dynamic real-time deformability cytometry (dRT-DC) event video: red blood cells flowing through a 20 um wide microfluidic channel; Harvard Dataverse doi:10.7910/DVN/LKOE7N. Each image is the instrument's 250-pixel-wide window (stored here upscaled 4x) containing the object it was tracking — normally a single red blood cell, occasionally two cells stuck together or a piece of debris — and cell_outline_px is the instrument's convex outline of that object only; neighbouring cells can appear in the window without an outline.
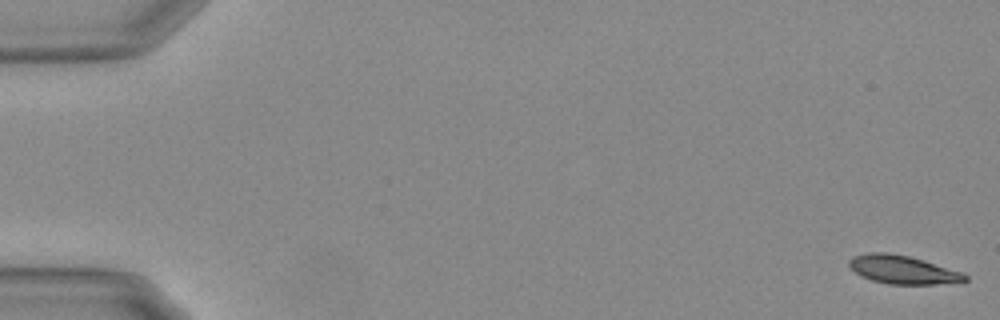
{"species": "Egyptian fruit bat (a non-hibernating species)", "species_latin": "Rousettus aegyptiacus", "temperature_condition": "warm", "stored_images_in_passage": 13, "camera_frame_rate_fps": 3000, "um_per_image_px": 0.085, "animal": {"sex": "female"}, "frame": {"image": 1, "passage_image": 1, "time_ms": 0.0, "image_size_px": [1000, 320], "cell_outline_px": [[968, 280], [932, 284], [888, 284], [872, 280], [860, 276], [848, 264], [848, 260], [852, 256], [868, 252], [884, 252], [908, 256], [960, 272], [968, 276]], "centroid_in_image_um": [76.64, 22.92], "position_along_channel_um": 8.4, "area_um2": 18.73}}